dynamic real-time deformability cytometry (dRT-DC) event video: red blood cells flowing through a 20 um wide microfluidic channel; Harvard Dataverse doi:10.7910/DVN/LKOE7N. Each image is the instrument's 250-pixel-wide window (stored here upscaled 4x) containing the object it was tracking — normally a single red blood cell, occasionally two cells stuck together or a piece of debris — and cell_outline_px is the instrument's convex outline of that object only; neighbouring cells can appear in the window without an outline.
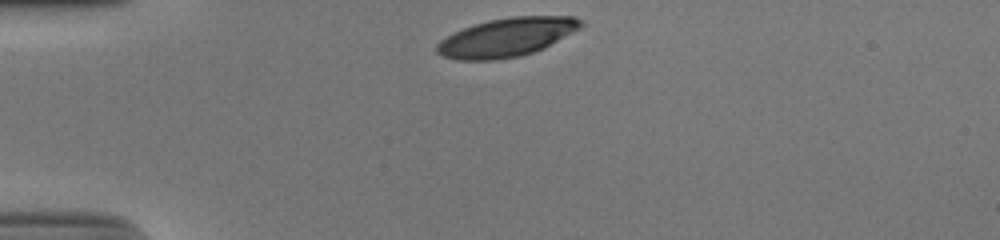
{"species": "human", "species_latin": "Homo sapiens", "temperature_condition": "cold", "stored_images_in_passage": 31, "camera_frame_rate_fps": 3000, "um_per_image_px": 0.085, "donor": {"sex": "male"}, "frame": {"image": 1, "passage_image": 1, "time_ms": 0.0, "image_size_px": [1000, 240], "cell_outline_px": [[584, 24], [580, 28], [544, 48], [520, 56], [496, 60], [456, 60], [444, 56], [436, 52], [436, 44], [440, 40], [452, 32], [488, 20], [512, 16], [576, 16], [584, 20]], "centroid_in_image_um": [43.07, 3.16], "position_along_channel_um": 41.9, "area_um2": 32.54}}
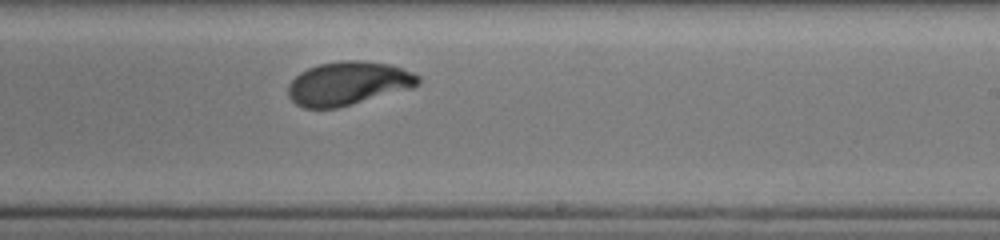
{"frame": {"image": 2, "passage_image": 21, "time_ms": 6.667, "image_size_px": [1000, 240], "cell_outline_px": [[420, 84], [412, 88], [352, 104], [336, 108], [304, 108], [296, 104], [288, 96], [288, 84], [300, 72], [308, 68], [320, 64], [340, 60], [364, 60], [392, 64], [412, 72], [420, 76]], "centroid_in_image_um": [29.61, 7.07], "position_along_channel_um": 259.4, "area_um2": 33.18}}
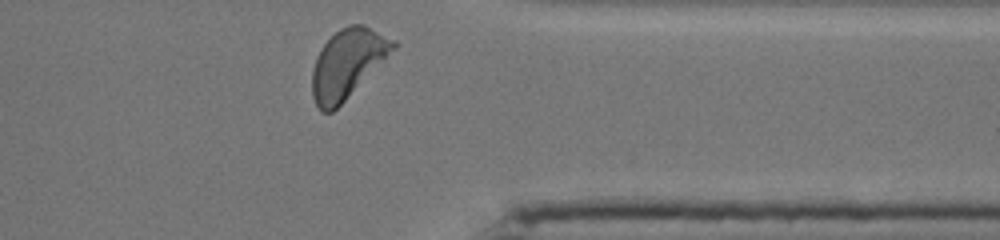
{"frame": {"image": 3, "passage_image": 31, "time_ms": 10.0, "image_size_px": [1000, 240], "cell_outline_px": [[400, 44], [332, 112], [320, 112], [312, 96], [312, 68], [316, 56], [320, 48], [340, 28], [348, 24], [364, 24], [396, 40]], "centroid_in_image_um": [29.53, 5.37], "position_along_channel_um": 381.9, "area_um2": 32.37}, "authors_computed_cell_mechanics": {"area_um2": 33.0616, "velocity_mm_per_s": 3.8301, "shape_relaxation_time_tau1_ms": 2.6561, "shape_relaxation_time_tau2_ms": 0.9348, "deformation_change_tau1": 0.1641, "deformation_change_tau2": 0.0588}}